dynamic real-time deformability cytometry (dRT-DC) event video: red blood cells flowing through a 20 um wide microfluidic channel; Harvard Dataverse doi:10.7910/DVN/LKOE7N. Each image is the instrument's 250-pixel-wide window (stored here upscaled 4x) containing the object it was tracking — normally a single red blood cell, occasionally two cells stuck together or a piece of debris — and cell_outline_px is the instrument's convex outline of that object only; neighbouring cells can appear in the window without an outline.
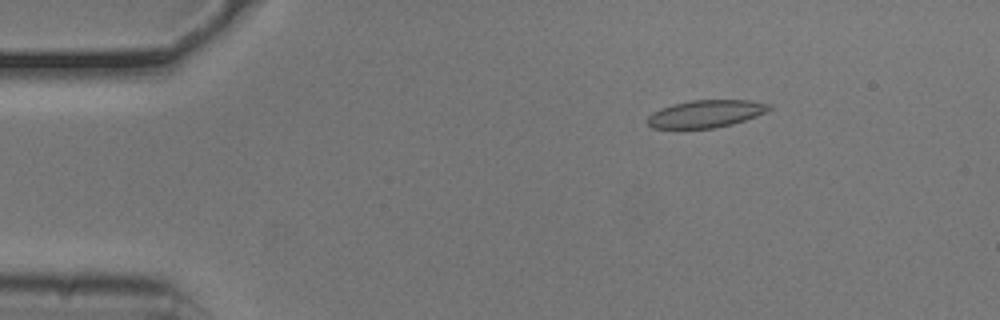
{"species": "common noctule bat (a hibernating species)", "species_latin": "Nyctalus noctula", "temperature_condition": "cold", "stored_images_in_passage": 12, "camera_frame_rate_fps": 3000, "um_per_image_px": 0.085, "animal": {"sex": "male", "body_mass_g": 20.5, "forearm_length_mm": 52.5}, "frame": {"image": 1, "passage_image": 1, "time_ms": 0.0, "image_size_px": [1000, 320], "cell_outline_px": [[772, 108], [756, 116], [732, 124], [712, 128], [652, 128], [648, 124], [648, 116], [652, 112], [660, 108], [672, 104], [692, 100], [752, 100], [772, 104]], "centroid_in_image_um": [60.0, 9.66], "position_along_channel_um": 25.0, "area_um2": 19.42}}
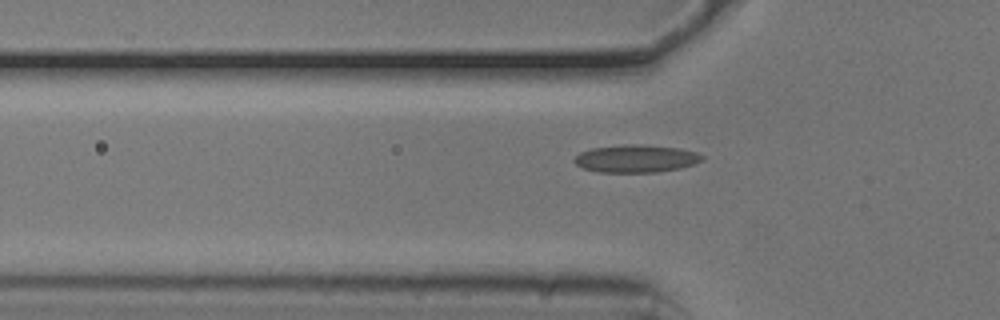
{"frame": {"image": 2, "passage_image": 10, "time_ms": 3.0, "image_size_px": [1000, 320], "cell_outline_px": [[704, 156], [700, 160], [692, 164], [680, 168], [656, 172], [596, 172], [584, 168], [576, 164], [572, 160], [580, 152], [592, 148], [624, 144], [640, 144], [680, 148], [696, 152]], "centroid_in_image_um": [54.02, 13.47], "position_along_channel_um": 71.8, "area_um2": 20.52}}